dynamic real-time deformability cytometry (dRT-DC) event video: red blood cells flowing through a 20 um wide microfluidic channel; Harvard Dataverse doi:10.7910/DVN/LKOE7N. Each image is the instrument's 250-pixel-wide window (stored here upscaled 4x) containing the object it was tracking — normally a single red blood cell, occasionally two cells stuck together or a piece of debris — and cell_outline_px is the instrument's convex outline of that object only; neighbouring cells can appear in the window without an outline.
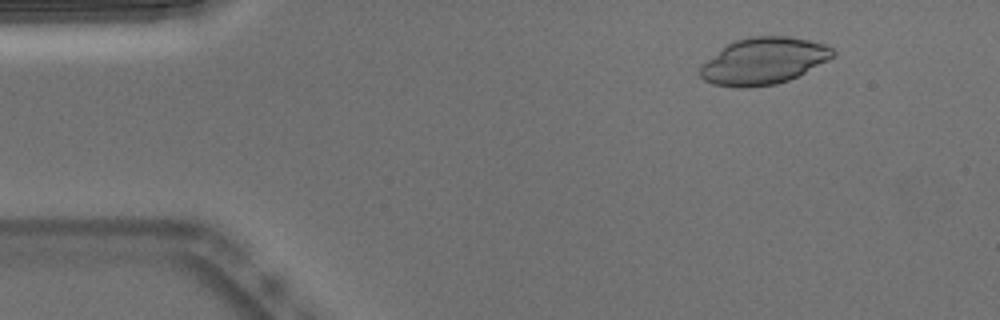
{"species": "Egyptian fruit bat (a non-hibernating species)", "species_latin": "Rousettus aegyptiacus", "temperature_condition": "warm", "stored_images_in_passage": 15, "camera_frame_rate_fps": 3000, "um_per_image_px": 0.085, "animal": {"sex": "male"}, "frame": {"image": 1, "passage_image": 5, "time_ms": 1.333, "image_size_px": [1000, 320], "cell_outline_px": [[836, 56], [788, 80], [776, 84], [748, 88], [736, 88], [712, 84], [704, 80], [700, 76], [700, 64], [728, 44], [736, 40], [752, 36], [788, 36], [808, 40], [824, 44], [832, 48], [836, 52]], "centroid_in_image_um": [64.88, 5.19], "position_along_channel_um": 20.1, "area_um2": 36.07}}